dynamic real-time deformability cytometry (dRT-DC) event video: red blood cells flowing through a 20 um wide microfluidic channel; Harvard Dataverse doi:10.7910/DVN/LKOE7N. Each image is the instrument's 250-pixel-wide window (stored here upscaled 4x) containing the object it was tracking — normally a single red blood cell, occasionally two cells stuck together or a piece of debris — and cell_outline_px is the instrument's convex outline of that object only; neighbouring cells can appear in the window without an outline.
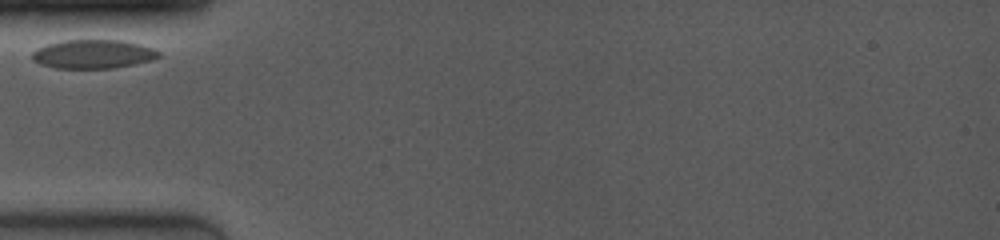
{"species": "common noctule bat (a hibernating species)", "species_latin": "Nyctalus noctula", "temperature_condition": "room temperature", "stored_images_in_passage": 8, "camera_frame_rate_fps": 4000, "um_per_image_px": 0.085, "animal": {"sex": "female", "body_mass_g": 19.0, "forearm_length_mm": 53.3}, "frame": {"image": 1, "passage_image": 1, "time_ms": 0.0, "image_size_px": [1000, 240], "cell_outline_px": [[160, 56], [148, 60], [132, 64], [112, 68], [56, 68], [40, 64], [32, 56], [32, 52], [36, 48], [48, 44], [64, 40], [120, 40], [140, 44], [152, 48], [160, 52]], "centroid_in_image_um": [7.89, 4.59], "position_along_channel_um": 77.1, "area_um2": 20.92}}
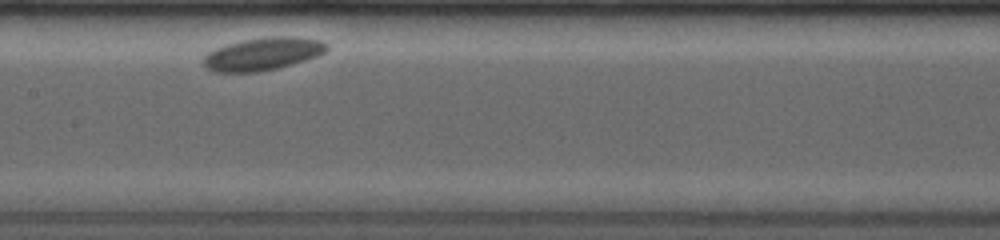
{"frame": {"image": 2, "passage_image": 5, "time_ms": 3.25, "image_size_px": [1000, 240], "cell_outline_px": [[328, 48], [324, 52], [316, 56], [304, 60], [276, 68], [256, 72], [216, 72], [208, 68], [204, 64], [204, 56], [208, 52], [216, 48], [228, 44], [244, 40], [268, 36], [292, 36], [320, 40], [328, 44]], "centroid_in_image_um": [22.34, 4.57], "position_along_channel_um": 185.1, "area_um2": 23.18}}
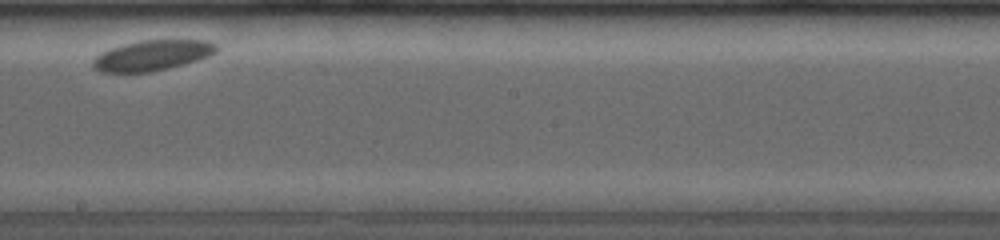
{"frame": {"image": 3, "passage_image": 7, "time_ms": 4.75, "image_size_px": [1000, 240], "cell_outline_px": [[220, 48], [216, 52], [208, 56], [196, 60], [168, 68], [148, 72], [104, 72], [96, 68], [92, 64], [92, 60], [100, 52], [124, 44], [140, 40], [208, 40], [220, 44]], "centroid_in_image_um": [12.99, 4.69], "position_along_channel_um": 235.2, "area_um2": 21.79}}